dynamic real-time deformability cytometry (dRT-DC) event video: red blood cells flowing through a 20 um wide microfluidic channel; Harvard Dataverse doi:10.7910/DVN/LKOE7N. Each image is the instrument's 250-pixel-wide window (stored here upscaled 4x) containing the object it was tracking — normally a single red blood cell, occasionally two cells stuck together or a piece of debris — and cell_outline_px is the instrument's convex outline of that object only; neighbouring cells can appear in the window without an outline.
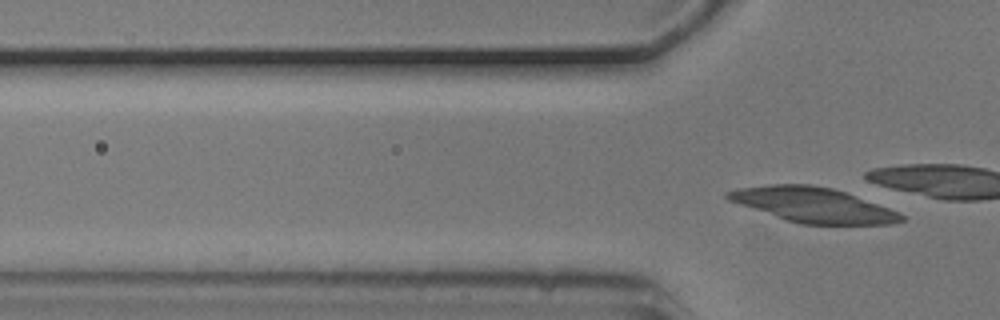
{"species": "common noctule bat (a hibernating species)", "species_latin": "Nyctalus noctula", "temperature_condition": "cold", "stored_images_in_passage": 4, "camera_frame_rate_fps": 3000, "um_per_image_px": 0.085, "animal": {"sex": "male", "body_mass_g": 20.5, "forearm_length_mm": 52.5}, "frame": {"image": 1, "passage_image": 4, "time_ms": 1.0, "image_size_px": [1000, 320], "cell_outline_px": [[904, 220], [892, 224], [800, 224], [728, 200], [724, 196], [724, 192], [740, 188], [772, 184], [812, 184], [832, 188], [848, 192], [900, 212], [904, 216]], "centroid_in_image_um": [69.16, 17.4], "position_along_channel_um": 56.6, "area_um2": 35.08}}